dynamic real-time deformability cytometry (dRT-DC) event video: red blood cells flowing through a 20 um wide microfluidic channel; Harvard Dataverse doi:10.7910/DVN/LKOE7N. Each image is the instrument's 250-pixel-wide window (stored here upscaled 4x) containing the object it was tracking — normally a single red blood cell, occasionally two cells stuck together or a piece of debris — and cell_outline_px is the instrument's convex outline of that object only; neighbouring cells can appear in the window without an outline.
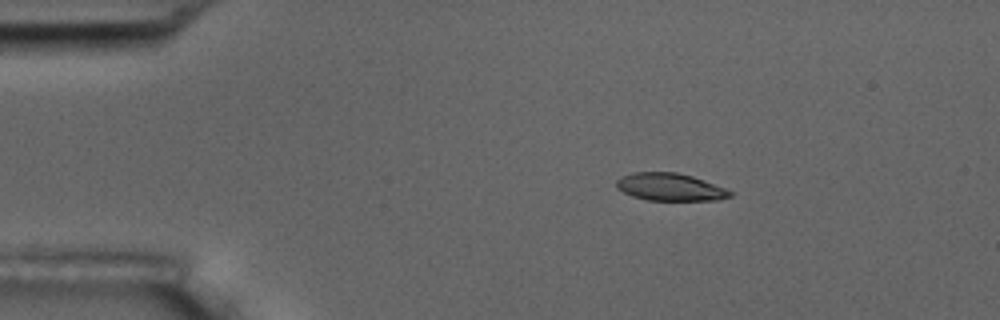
{"species": "common noctule bat (a hibernating species)", "species_latin": "Nyctalus noctula", "temperature_condition": "room temperature", "stored_images_in_passage": 3, "camera_frame_rate_fps": 3000, "um_per_image_px": 0.085, "animal": {"sex": "male", "body_mass_g": 17.5, "forearm_length_mm": 52.3}, "frame": {"image": 1, "passage_image": 1, "time_ms": 0.0, "image_size_px": [1000, 320], "cell_outline_px": [[736, 192], [732, 196], [716, 200], [648, 200], [632, 196], [616, 188], [616, 180], [620, 176], [636, 172], [676, 172], [692, 176]], "centroid_in_image_um": [56.96, 15.89], "position_along_channel_um": 28.0, "area_um2": 18.26}}
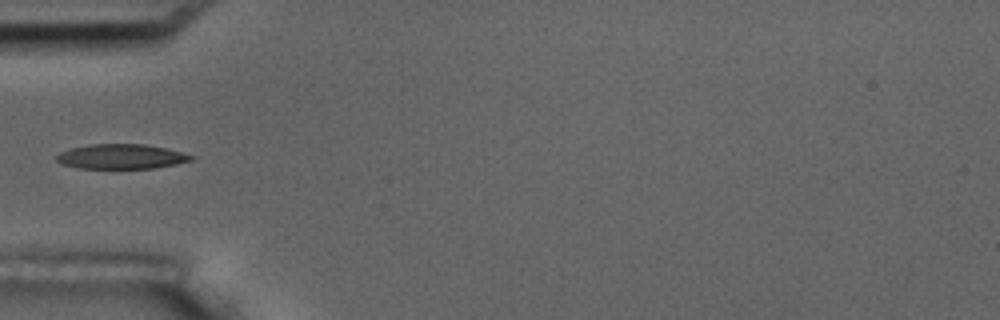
{"frame": {"image": 2, "passage_image": 3, "time_ms": 3.0, "image_size_px": [1000, 320], "cell_outline_px": [[196, 156], [192, 160], [176, 164], [156, 168], [80, 168], [64, 164], [56, 160], [56, 156], [60, 152], [72, 148], [88, 144], [144, 144], [164, 148]], "centroid_in_image_um": [10.32, 13.3], "position_along_channel_um": 74.7, "area_um2": 19.25}}